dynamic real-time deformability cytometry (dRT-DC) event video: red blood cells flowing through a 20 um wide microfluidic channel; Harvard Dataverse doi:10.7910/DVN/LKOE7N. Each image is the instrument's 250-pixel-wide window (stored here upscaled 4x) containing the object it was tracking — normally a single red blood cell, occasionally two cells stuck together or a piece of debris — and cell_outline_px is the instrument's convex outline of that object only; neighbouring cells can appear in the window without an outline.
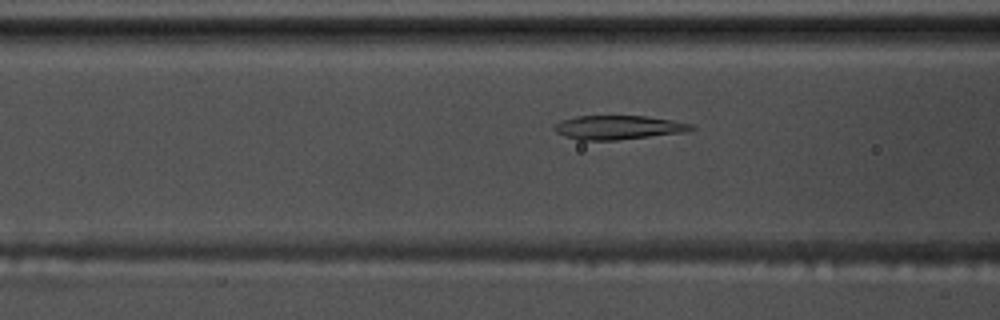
{"species": "common noctule bat (a hibernating species)", "species_latin": "Nyctalus noctula", "temperature_condition": "warm", "stored_images_in_passage": 46, "camera_frame_rate_fps": 3000, "um_per_image_px": 0.085, "animal": {"sex": "male", "body_mass_g": 17.5, "forearm_length_mm": 52.3}, "frame": {"image": 1, "passage_image": 12, "time_ms": 3.667, "image_size_px": [1000, 320], "cell_outline_px": [[696, 128], [688, 132], [616, 140], [580, 140], [564, 136], [556, 132], [552, 128], [560, 120], [576, 116], [644, 116], [672, 120], [692, 124]], "centroid_in_image_um": [52.56, 10.83], "position_along_channel_um": 114.0, "area_um2": 19.19}}
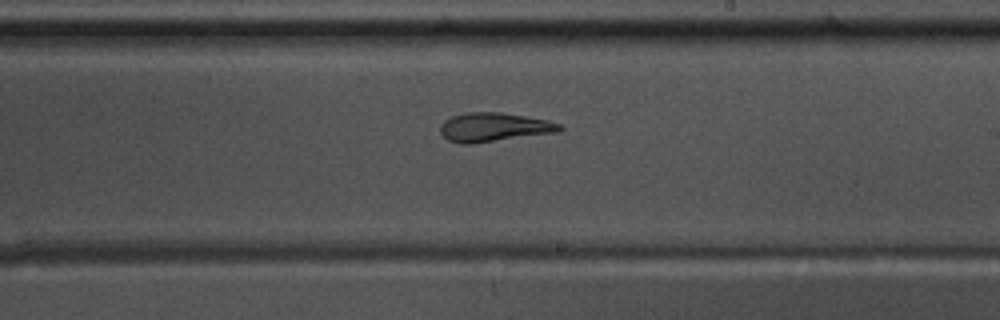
{"frame": {"image": 2, "passage_image": 23, "time_ms": 7.333, "image_size_px": [1000, 320], "cell_outline_px": [[564, 128], [560, 132], [468, 144], [460, 144], [448, 140], [440, 132], [440, 124], [444, 120], [452, 116], [468, 112], [500, 112], [548, 120], [560, 124]], "centroid_in_image_um": [41.98, 10.81], "position_along_channel_um": 247.0, "area_um2": 20.11}}
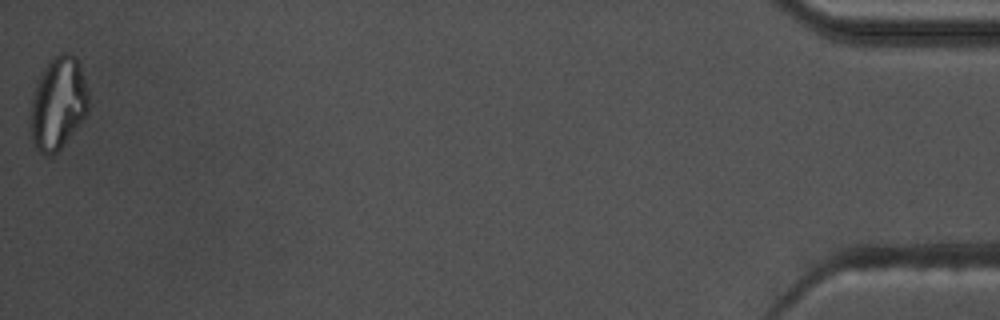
{"frame": {"image": 3, "passage_image": 46, "time_ms": 15.0, "image_size_px": [1000, 320], "cell_outline_px": [[88, 112], [84, 120], [64, 144], [52, 156], [44, 156], [36, 152], [28, 132], [28, 116], [32, 96], [36, 84], [44, 68], [52, 56], [60, 52], [68, 52], [76, 56], [80, 64], [88, 92]], "centroid_in_image_um": [4.89, 8.83], "position_along_channel_um": 430.3, "area_um2": 32.43}, "authors_computed_cell_mechanics": {"area_um2": 20.4901, "velocity_mm_per_s": 3.6396, "shape_relaxation_time_tau1_ms": null, "shape_relaxation_time_tau2_ms": 6.6147, "deformation_change_tau1": null, "deformation_change_tau2": 0.1265}}